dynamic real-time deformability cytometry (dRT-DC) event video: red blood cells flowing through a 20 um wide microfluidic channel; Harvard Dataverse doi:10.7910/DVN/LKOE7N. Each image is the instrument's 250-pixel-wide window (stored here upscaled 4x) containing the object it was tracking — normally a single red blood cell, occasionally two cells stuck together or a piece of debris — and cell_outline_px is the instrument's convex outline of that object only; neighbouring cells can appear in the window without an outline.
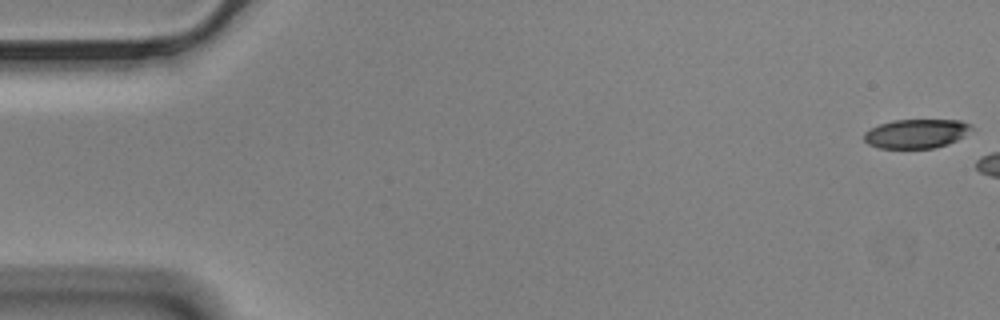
{"species": "Egyptian fruit bat (a non-hibernating species)", "species_latin": "Rousettus aegyptiacus", "temperature_condition": "cold", "stored_images_in_passage": 6, "camera_frame_rate_fps": 3000, "um_per_image_px": 0.085, "animal": {"sex": "male"}, "frame": {"image": 1, "passage_image": 1, "time_ms": 0.0, "image_size_px": [1000, 320], "cell_outline_px": [[972, 128], [964, 136], [948, 144], [932, 148], [880, 148], [868, 144], [864, 140], [864, 132], [880, 124], [892, 120], [960, 120], [972, 124]], "centroid_in_image_um": [77.89, 11.35], "position_along_channel_um": 7.1, "area_um2": 18.15}}